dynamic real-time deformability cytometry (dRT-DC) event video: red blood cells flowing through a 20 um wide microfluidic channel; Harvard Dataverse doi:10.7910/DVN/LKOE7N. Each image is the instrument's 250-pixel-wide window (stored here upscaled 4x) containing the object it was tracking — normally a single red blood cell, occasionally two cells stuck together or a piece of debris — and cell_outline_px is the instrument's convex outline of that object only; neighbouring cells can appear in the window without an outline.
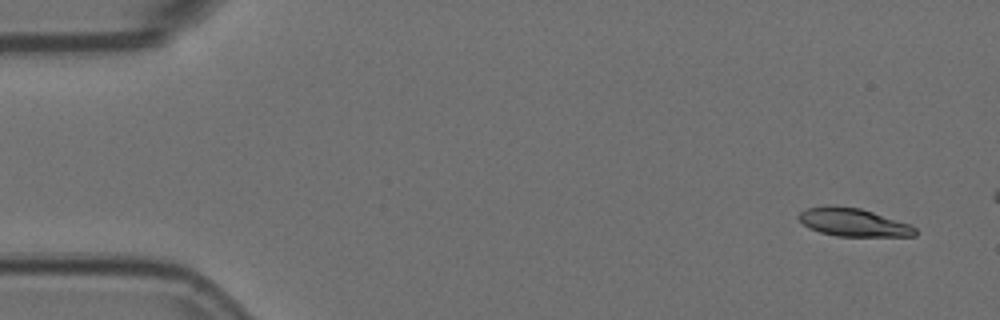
{"species": "Egyptian fruit bat (a non-hibernating species)", "species_latin": "Rousettus aegyptiacus", "temperature_condition": "room temperature", "stored_images_in_passage": 12, "camera_frame_rate_fps": 3000, "um_per_image_px": 0.085, "animal": {"sex": "female"}, "frame": {"image": 1, "passage_image": 1, "time_ms": 0.0, "image_size_px": [1000, 320], "cell_outline_px": [[916, 236], [836, 236], [820, 232], [808, 228], [796, 216], [800, 212], [808, 208], [824, 204], [836, 204], [860, 208], [908, 224], [916, 228]], "centroid_in_image_um": [72.46, 18.88], "position_along_channel_um": 12.5, "area_um2": 19.13}}